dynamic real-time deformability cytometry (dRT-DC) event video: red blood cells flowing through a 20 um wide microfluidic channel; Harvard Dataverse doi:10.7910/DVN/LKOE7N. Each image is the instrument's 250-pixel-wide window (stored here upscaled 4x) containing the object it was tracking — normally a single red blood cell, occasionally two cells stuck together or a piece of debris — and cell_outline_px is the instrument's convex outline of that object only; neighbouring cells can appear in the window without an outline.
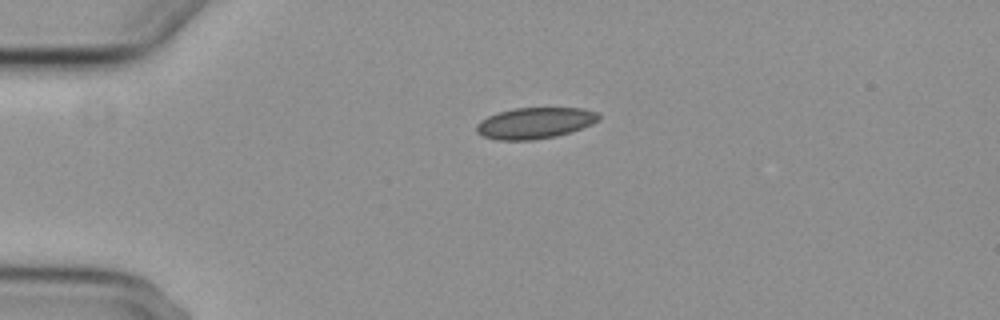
{"species": "common noctule bat (a hibernating species)", "species_latin": "Nyctalus noctula", "temperature_condition": "cold", "stored_images_in_passage": 36, "camera_frame_rate_fps": 3000, "um_per_image_px": 0.085, "animal": {"sex": "female", "body_mass_g": 29.2, "forearm_length_mm": 56.3}, "frame": {"image": 1, "passage_image": 1, "time_ms": 0.0, "image_size_px": [1000, 320], "cell_outline_px": [[600, 120], [592, 124], [572, 132], [556, 136], [532, 140], [496, 140], [484, 136], [476, 132], [476, 124], [480, 120], [488, 116], [512, 108], [580, 108], [596, 112], [600, 116]], "centroid_in_image_um": [45.46, 10.46], "position_along_channel_um": 39.5, "area_um2": 22.25}}
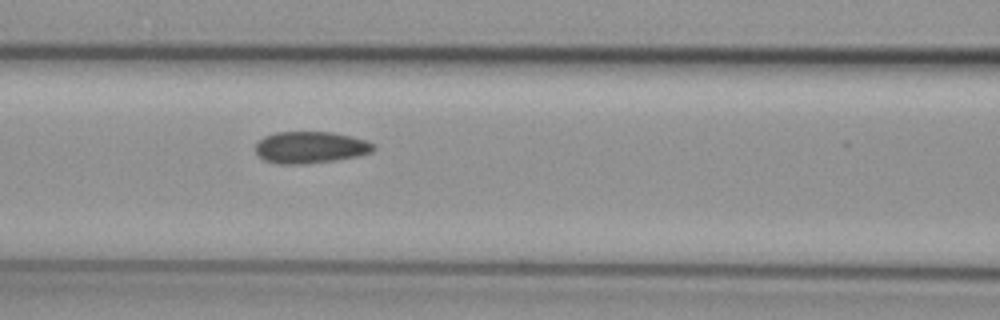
{"frame": {"image": 2, "passage_image": 12, "time_ms": 3.667, "image_size_px": [1000, 320], "cell_outline_px": [[376, 148], [372, 152], [356, 156], [336, 160], [304, 164], [276, 164], [264, 160], [256, 152], [256, 144], [264, 136], [276, 132], [332, 132], [368, 140], [376, 144]], "centroid_in_image_um": [26.41, 12.53], "position_along_channel_um": 140.2, "area_um2": 21.96}}
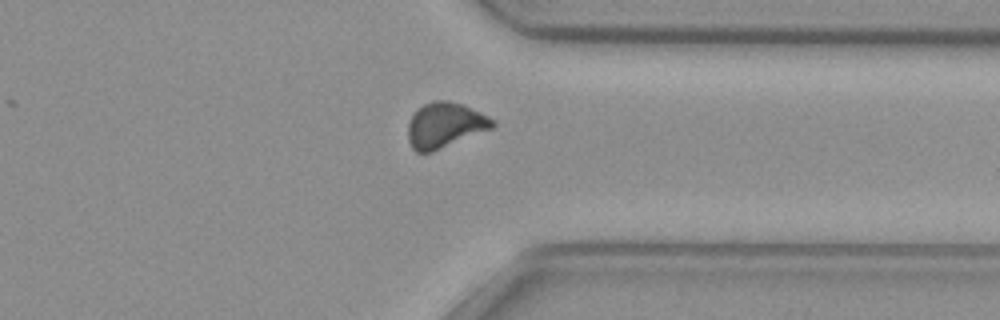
{"frame": {"image": 3, "passage_image": 31, "time_ms": 10.0, "image_size_px": [1000, 320], "cell_outline_px": [[496, 124], [492, 128], [432, 152], [416, 152], [412, 148], [408, 140], [408, 120], [416, 108], [432, 100], [448, 100], [464, 104], [496, 120]], "centroid_in_image_um": [37.8, 10.61], "position_along_channel_um": 373.6, "area_um2": 22.54}, "authors_computed_cell_mechanics": {"area_um2": 22.1085, "velocity_mm_per_s": 3.7191, "shape_relaxation_time_tau1_ms": null, "shape_relaxation_time_tau2_ms": 2.1616, "deformation_change_tau1": null, "deformation_change_tau2": 0.0698}}